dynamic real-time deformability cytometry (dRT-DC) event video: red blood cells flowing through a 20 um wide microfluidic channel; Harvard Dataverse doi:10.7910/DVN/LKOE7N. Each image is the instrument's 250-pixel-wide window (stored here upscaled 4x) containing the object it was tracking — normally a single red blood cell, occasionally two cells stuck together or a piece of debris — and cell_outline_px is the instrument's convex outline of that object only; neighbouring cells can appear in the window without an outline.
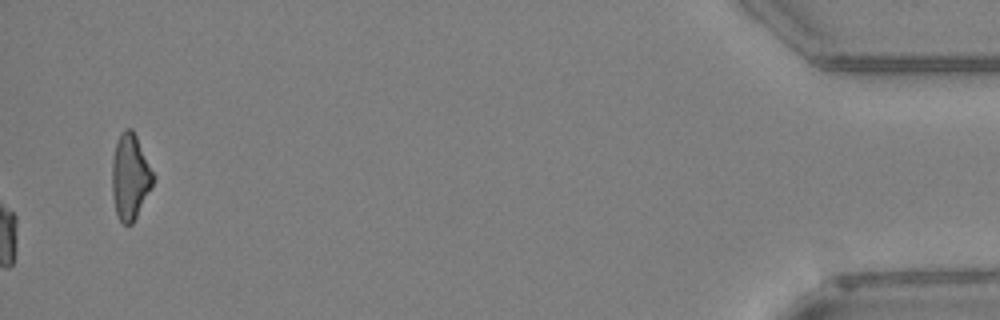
{"species": "Egyptian fruit bat (a non-hibernating species)", "species_latin": "Rousettus aegyptiacus", "temperature_condition": "warm", "stored_images_in_passage": 40, "camera_frame_rate_fps": 3000, "um_per_image_px": 0.085, "animal": {"sex": "female"}, "frame": {"image": 1, "passage_image": 40, "time_ms": 13.0, "image_size_px": [1000, 320], "cell_outline_px": [[156, 176], [152, 188], [132, 224], [124, 224], [120, 220], [116, 212], [112, 196], [112, 156], [120, 132], [124, 128], [132, 128]], "centroid_in_image_um": [11.07, 15.0], "position_along_channel_um": 424.1, "area_um2": 20.69}}